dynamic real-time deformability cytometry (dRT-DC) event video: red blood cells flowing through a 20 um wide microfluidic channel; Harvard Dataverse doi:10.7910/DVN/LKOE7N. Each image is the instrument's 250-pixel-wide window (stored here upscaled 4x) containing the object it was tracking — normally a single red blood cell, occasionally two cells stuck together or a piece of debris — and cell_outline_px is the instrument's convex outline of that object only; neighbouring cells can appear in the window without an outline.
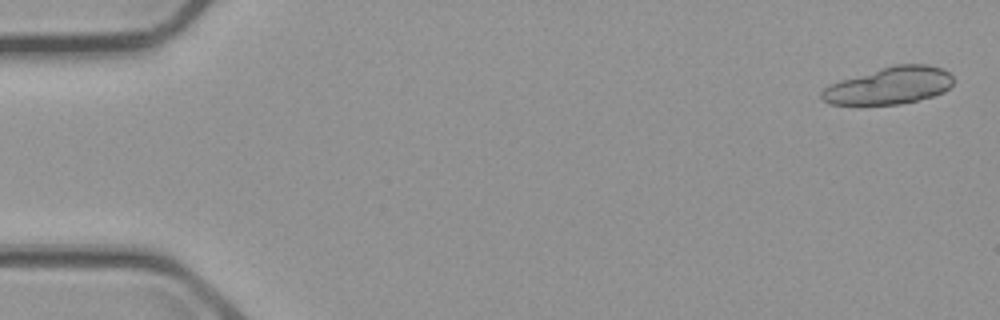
{"species": "common noctule bat (a hibernating species)", "species_latin": "Nyctalus noctula", "temperature_condition": "cold", "stored_images_in_passage": 5, "camera_frame_rate_fps": 3000, "um_per_image_px": 0.085, "animal": {"sex": "male", "body_mass_g": 23.1, "forearm_length_mm": 52.7}, "frame": {"image": 1, "passage_image": 1, "time_ms": 0.0, "image_size_px": [1000, 320], "cell_outline_px": [[952, 84], [944, 92], [932, 96], [900, 104], [828, 104], [820, 96], [820, 92], [828, 84], [840, 80], [880, 68], [896, 64], [928, 64], [940, 68], [948, 72], [952, 76]], "centroid_in_image_um": [75.57, 7.27], "position_along_channel_um": 9.4, "area_um2": 28.32}}